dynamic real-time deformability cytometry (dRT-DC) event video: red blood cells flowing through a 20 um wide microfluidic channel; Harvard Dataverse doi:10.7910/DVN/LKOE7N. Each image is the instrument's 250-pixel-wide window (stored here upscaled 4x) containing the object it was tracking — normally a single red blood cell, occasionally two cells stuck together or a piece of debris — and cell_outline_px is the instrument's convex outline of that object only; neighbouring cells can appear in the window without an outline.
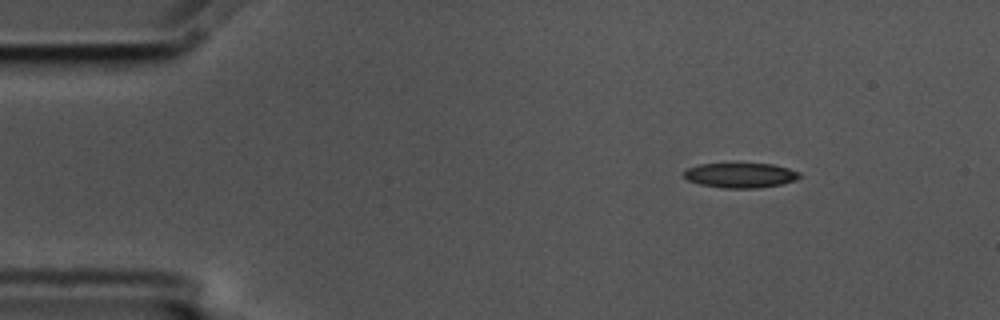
{"species": "common noctule bat (a hibernating species)", "species_latin": "Nyctalus noctula", "temperature_condition": "cold", "stored_images_in_passage": 50, "camera_frame_rate_fps": 3000, "um_per_image_px": 0.085, "animal": {"sex": "male", "body_mass_g": 17.5, "forearm_length_mm": 52.3}, "frame": {"image": 1, "passage_image": 1, "time_ms": 0.0, "image_size_px": [1000, 320], "cell_outline_px": [[804, 176], [796, 180], [780, 184], [760, 188], [724, 188], [700, 184], [688, 180], [684, 176], [684, 172], [688, 168], [700, 164], [772, 164], [788, 168], [800, 172]], "centroid_in_image_um": [62.99, 14.9], "position_along_channel_um": 22.0, "area_um2": 16.7}}
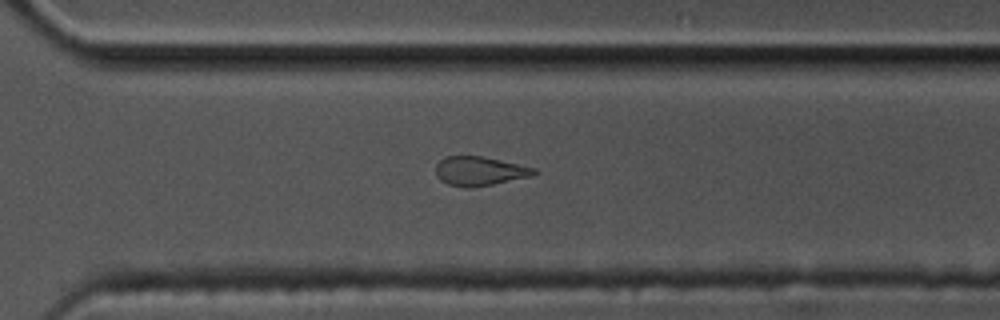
{"frame": {"image": 2, "passage_image": 33, "time_ms": 10.667, "image_size_px": [1000, 320], "cell_outline_px": [[540, 172], [532, 176], [472, 188], [464, 188], [448, 184], [440, 180], [436, 176], [436, 164], [444, 156], [484, 156], [536, 168]], "centroid_in_image_um": [40.77, 14.54], "position_along_channel_um": 329.8, "area_um2": 16.88}}
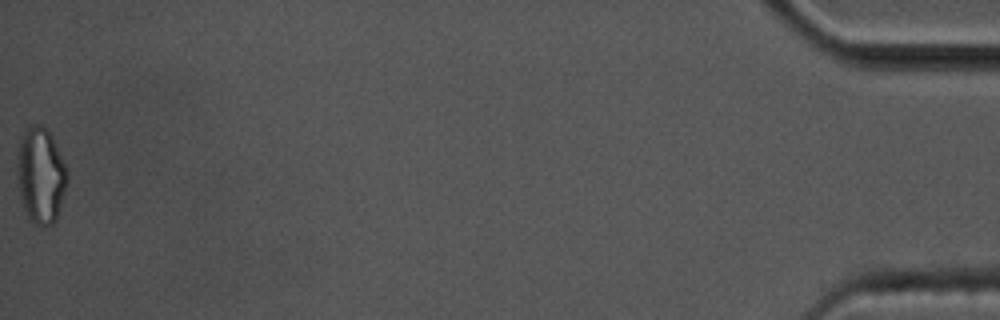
{"frame": {"image": 3, "passage_image": 50, "time_ms": 16.333, "image_size_px": [1000, 320], "cell_outline_px": [[68, 180], [56, 220], [52, 224], [36, 224], [28, 220], [16, 184], [16, 156], [20, 140], [24, 128], [32, 124], [44, 124], [48, 128], [52, 136], [68, 172]], "centroid_in_image_um": [3.42, 14.85], "position_along_channel_um": 431.8, "area_um2": 28.55}, "authors_computed_cell_mechanics": {"area_um2": 17.7446, "velocity_mm_per_s": 3.5772, "shape_relaxation_time_tau1_ms": 7.6056, "shape_relaxation_time_tau2_ms": 4.9096, "deformation_change_tau1": 0.1752, "deformation_change_tau2": 0.1268}}